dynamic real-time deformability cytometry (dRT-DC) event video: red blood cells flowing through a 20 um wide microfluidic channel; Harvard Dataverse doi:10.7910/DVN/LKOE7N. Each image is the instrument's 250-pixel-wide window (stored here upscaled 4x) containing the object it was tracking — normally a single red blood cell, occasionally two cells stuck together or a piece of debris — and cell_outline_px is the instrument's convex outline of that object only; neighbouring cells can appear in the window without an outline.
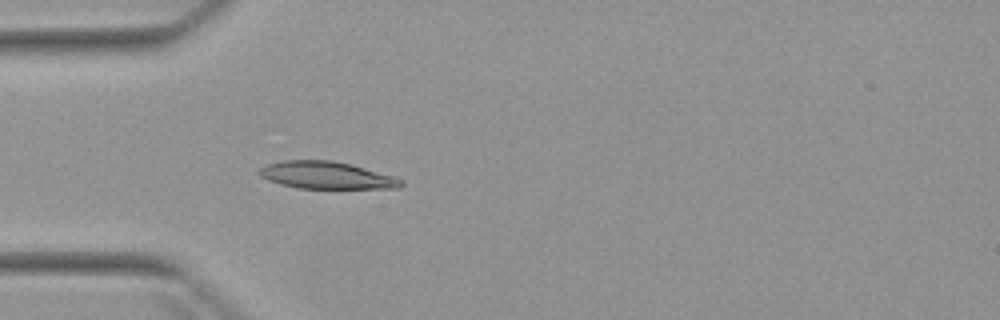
{"species": "Egyptian fruit bat (a non-hibernating species)", "species_latin": "Rousettus aegyptiacus", "temperature_condition": "warm", "stored_images_in_passage": 5, "camera_frame_rate_fps": 3000, "um_per_image_px": 0.085, "animal": {"sex": "female"}, "frame": {"image": 1, "passage_image": 5, "time_ms": 4.667, "image_size_px": [1000, 320], "cell_outline_px": [[404, 184], [400, 188], [296, 188], [280, 184], [268, 180], [260, 176], [256, 172], [264, 164], [284, 160], [332, 160], [352, 164], [396, 176], [404, 180]], "centroid_in_image_um": [27.76, 14.89], "position_along_channel_um": 57.2, "area_um2": 22.89}}